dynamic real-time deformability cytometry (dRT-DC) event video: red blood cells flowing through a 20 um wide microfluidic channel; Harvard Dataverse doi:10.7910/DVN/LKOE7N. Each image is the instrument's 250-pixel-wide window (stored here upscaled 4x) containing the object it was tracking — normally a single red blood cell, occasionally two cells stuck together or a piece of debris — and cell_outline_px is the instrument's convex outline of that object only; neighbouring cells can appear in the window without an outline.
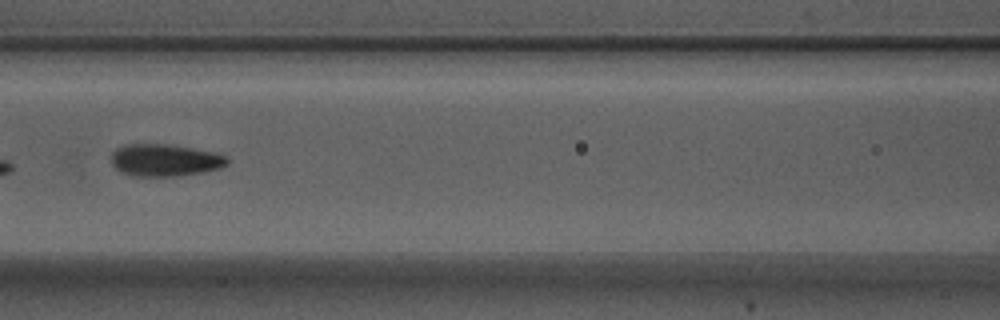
{"species": "Egyptian fruit bat (a non-hibernating species)", "species_latin": "Rousettus aegyptiacus", "temperature_condition": "warm", "stored_images_in_passage": 9, "segment_of_instrument_passage": [1, 2], "camera_frame_rate_fps": 3000, "um_per_image_px": 0.085, "animal": {"sex": "male"}, "frame": {"image": 1, "passage_image": 8, "time_ms": 2.333, "image_size_px": [1000, 320], "cell_outline_px": [[228, 164], [220, 168], [204, 172], [180, 176], [132, 176], [120, 172], [112, 164], [112, 152], [116, 148], [124, 144], [164, 144], [192, 148], [212, 152], [228, 156]], "centroid_in_image_um": [14.01, 13.62], "position_along_channel_um": 152.6, "area_um2": 21.85}}